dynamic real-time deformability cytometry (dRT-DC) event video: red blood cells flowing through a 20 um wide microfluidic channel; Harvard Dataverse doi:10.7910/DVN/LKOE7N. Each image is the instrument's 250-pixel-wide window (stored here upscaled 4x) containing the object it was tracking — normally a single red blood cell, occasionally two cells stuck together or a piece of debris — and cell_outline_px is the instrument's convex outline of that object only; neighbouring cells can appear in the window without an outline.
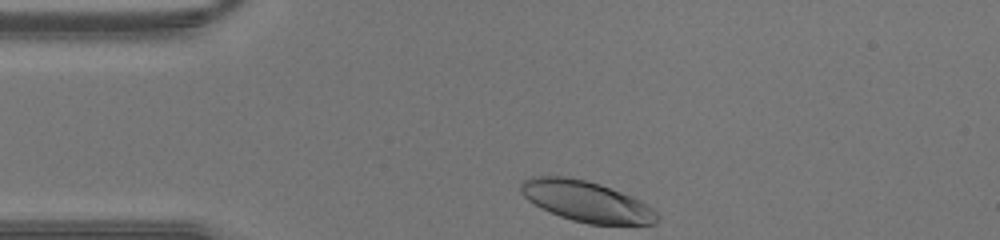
{"species": "human", "species_latin": "Homo sapiens", "temperature_condition": "warm", "stored_images_in_passage": 26, "camera_frame_rate_fps": 3000, "um_per_image_px": 0.085, "donor": {"sex": "male"}, "frame": {"image": 1, "passage_image": 1, "time_ms": 0.0, "image_size_px": [1000, 240], "cell_outline_px": [[660, 216], [652, 224], [588, 224], [572, 220], [560, 216], [540, 208], [528, 200], [520, 192], [520, 184], [524, 180], [532, 176], [568, 176], [600, 184], [632, 196], [648, 204]], "centroid_in_image_um": [49.82, 17.11], "position_along_channel_um": 35.2, "area_um2": 32.31}}
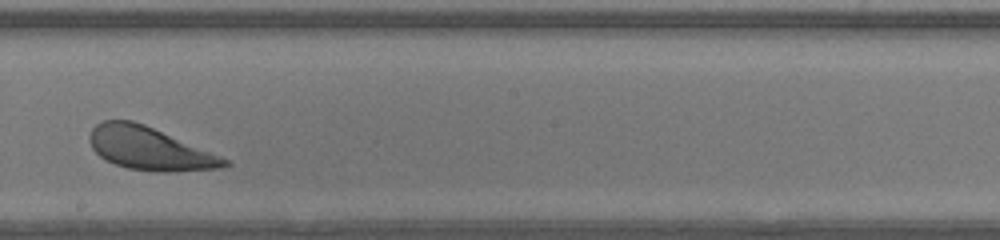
{"frame": {"image": 2, "passage_image": 16, "time_ms": 5.0, "image_size_px": [1000, 240], "cell_outline_px": [[232, 164], [220, 168], [168, 172], [156, 172], [128, 168], [116, 164], [100, 156], [92, 148], [88, 140], [88, 136], [92, 128], [96, 124], [104, 120], [132, 120], [144, 124], [220, 156], [228, 160]], "centroid_in_image_um": [12.67, 12.62], "position_along_channel_um": 235.5, "area_um2": 33.35}}
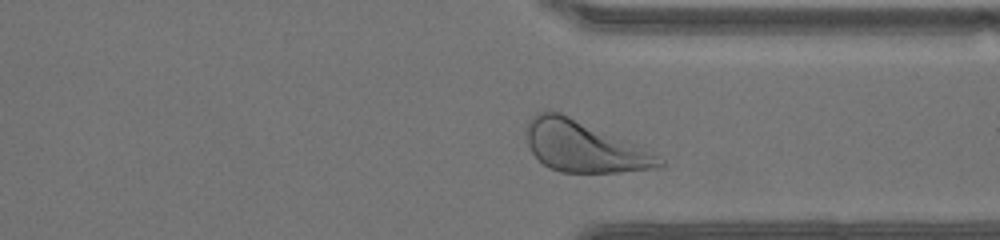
{"frame": {"image": 3, "passage_image": 24, "time_ms": 7.667, "image_size_px": [1000, 240], "cell_outline_px": [[664, 164], [660, 168], [620, 172], [560, 172], [548, 168], [532, 152], [528, 144], [528, 120], [536, 112], [560, 112], [660, 156], [664, 160]], "centroid_in_image_um": [49.63, 12.49], "position_along_channel_um": 361.8, "area_um2": 38.49}}